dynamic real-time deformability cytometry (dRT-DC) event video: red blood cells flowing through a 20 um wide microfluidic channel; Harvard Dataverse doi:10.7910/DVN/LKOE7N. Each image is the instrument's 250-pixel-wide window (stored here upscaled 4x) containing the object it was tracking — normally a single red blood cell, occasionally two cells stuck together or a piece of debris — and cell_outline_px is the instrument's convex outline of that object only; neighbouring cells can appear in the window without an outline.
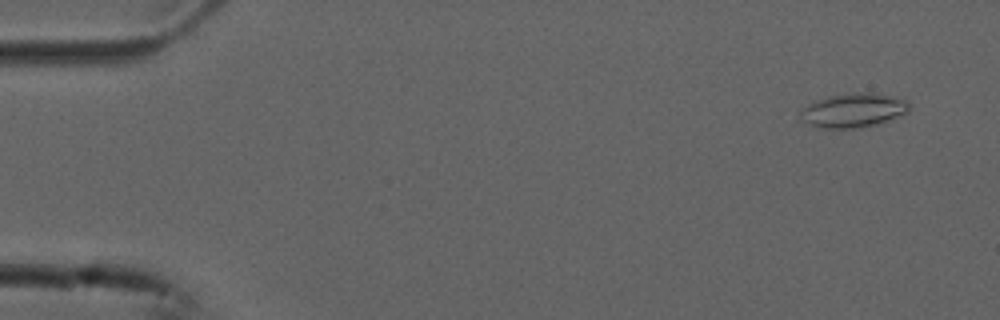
{"species": "common noctule bat (a hibernating species)", "species_latin": "Nyctalus noctula", "temperature_condition": "cold", "stored_images_in_passage": 55, "camera_frame_rate_fps": 3000, "um_per_image_px": 0.085, "animal": {"sex": "male", "forearm_length_mm": 52.5}, "frame": {"image": 1, "passage_image": 4, "time_ms": 1.0, "image_size_px": [1000, 320], "cell_outline_px": [[908, 112], [888, 120], [876, 124], [860, 128], [820, 128], [804, 120], [800, 112], [808, 104], [816, 100], [828, 96], [848, 92], [876, 92], [908, 100]], "centroid_in_image_um": [72.57, 9.35], "position_along_channel_um": 12.4, "area_um2": 21.56}}
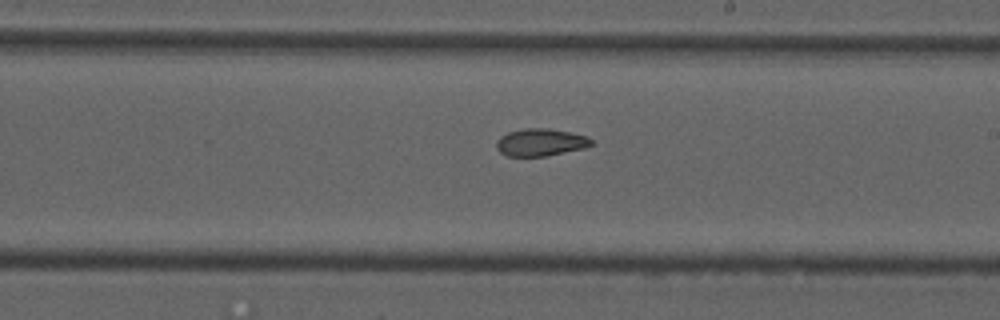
{"frame": {"image": 2, "passage_image": 32, "time_ms": 10.333, "image_size_px": [1000, 320], "cell_outline_px": [[596, 144], [584, 148], [544, 156], [508, 156], [500, 152], [496, 148], [496, 140], [500, 136], [508, 132], [524, 128], [548, 128], [588, 136]], "centroid_in_image_um": [45.95, 12.09], "position_along_channel_um": 243.1, "area_um2": 15.2}}
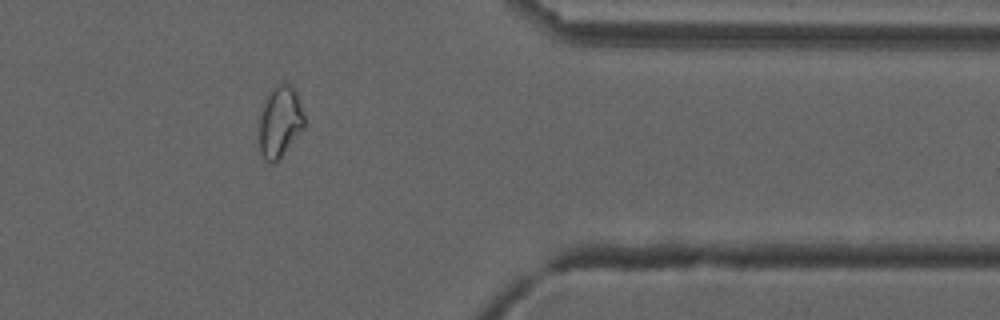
{"frame": {"image": 3, "passage_image": 45, "time_ms": 14.667, "image_size_px": [1000, 320], "cell_outline_px": [[304, 128], [276, 164], [272, 164], [264, 160], [260, 152], [260, 116], [264, 104], [272, 88], [280, 84], [288, 84], [296, 92], [304, 116]], "centroid_in_image_um": [23.8, 10.42], "position_along_channel_um": 387.6, "area_um2": 18.5}, "authors_computed_cell_mechanics": {"area_um2": 18.2648, "velocity_mm_per_s": 3.7585, "shape_relaxation_time_tau1_ms": null, "shape_relaxation_time_tau2_ms": 3.1357, "deformation_change_tau1": null, "deformation_change_tau2": 0.0896}}